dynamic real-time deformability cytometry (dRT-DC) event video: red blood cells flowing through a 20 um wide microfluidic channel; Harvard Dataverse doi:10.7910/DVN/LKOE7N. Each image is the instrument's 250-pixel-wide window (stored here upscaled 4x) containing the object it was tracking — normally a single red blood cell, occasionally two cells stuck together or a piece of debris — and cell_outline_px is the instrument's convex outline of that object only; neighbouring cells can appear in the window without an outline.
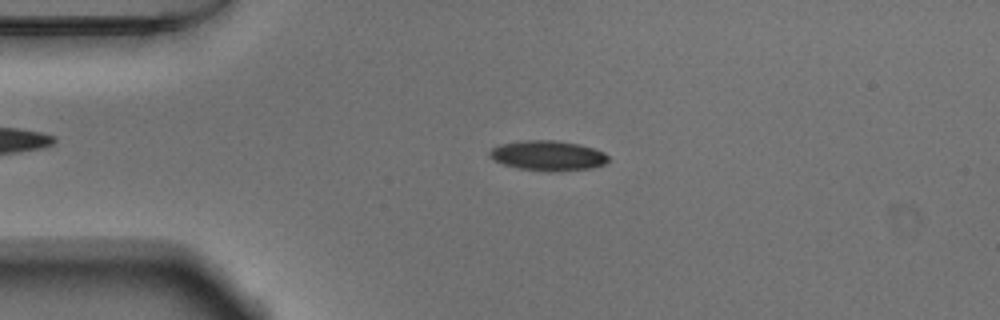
{"species": "Egyptian fruit bat (a non-hibernating species)", "species_latin": "Rousettus aegyptiacus", "temperature_condition": "warm", "stored_images_in_passage": 45, "camera_frame_rate_fps": 3000, "um_per_image_px": 0.085, "animal": {"sex": "male"}, "frame": {"image": 1, "passage_image": 4, "time_ms": 1.0, "image_size_px": [1000, 320], "cell_outline_px": [[608, 160], [604, 164], [592, 168], [552, 172], [516, 168], [492, 160], [488, 156], [488, 152], [492, 148], [500, 144], [520, 140], [556, 140], [580, 144], [604, 152], [608, 156]], "centroid_in_image_um": [46.53, 13.22], "position_along_channel_um": 38.5, "area_um2": 20.98}}
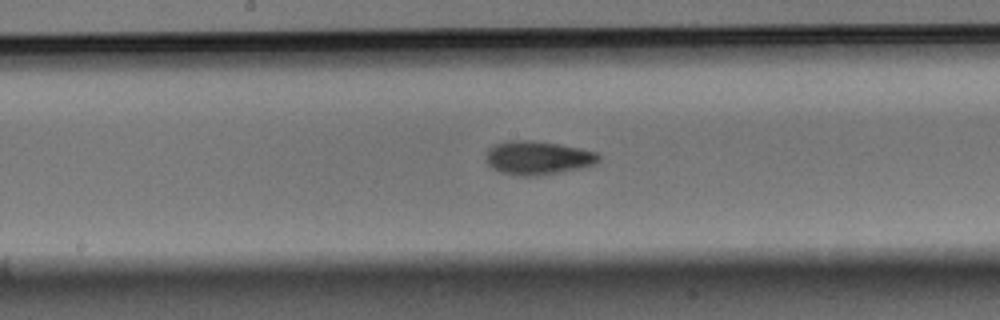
{"frame": {"image": 2, "passage_image": 19, "time_ms": 6.0, "image_size_px": [1000, 320], "cell_outline_px": [[600, 160], [596, 164], [580, 168], [536, 176], [520, 176], [500, 172], [492, 168], [488, 164], [488, 148], [496, 144], [512, 140], [528, 140], [556, 144], [580, 148], [596, 152], [600, 156]], "centroid_in_image_um": [45.73, 13.42], "position_along_channel_um": 202.5, "area_um2": 21.79}}
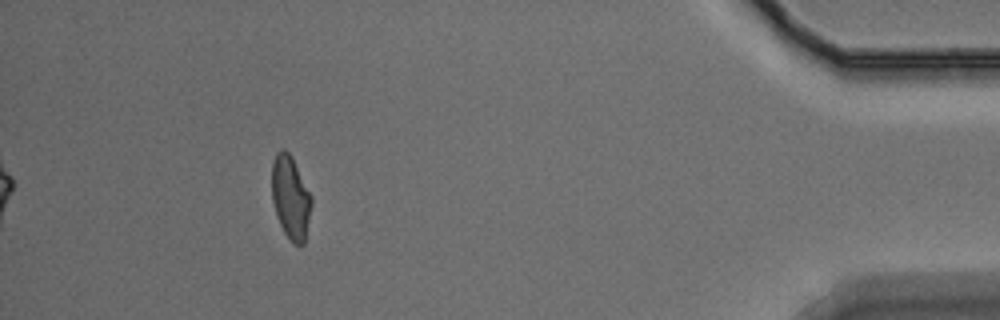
{"frame": {"image": 3, "passage_image": 40, "time_ms": 13.0, "image_size_px": [1000, 320], "cell_outline_px": [[312, 204], [304, 244], [292, 244], [284, 232], [280, 224], [272, 200], [272, 164], [276, 152], [280, 148], [284, 148], [292, 156], [312, 196]], "centroid_in_image_um": [24.7, 16.76], "position_along_channel_um": 410.5, "area_um2": 19.31}, "authors_computed_cell_mechanics": {"area_um2": 20.4612, "velocity_mm_per_s": 3.8163, "shape_relaxation_time_tau1_ms": 4.8934, "shape_relaxation_time_tau2_ms": 3.7074, "deformation_change_tau1": 0.1417, "deformation_change_tau2": 0.1011}}